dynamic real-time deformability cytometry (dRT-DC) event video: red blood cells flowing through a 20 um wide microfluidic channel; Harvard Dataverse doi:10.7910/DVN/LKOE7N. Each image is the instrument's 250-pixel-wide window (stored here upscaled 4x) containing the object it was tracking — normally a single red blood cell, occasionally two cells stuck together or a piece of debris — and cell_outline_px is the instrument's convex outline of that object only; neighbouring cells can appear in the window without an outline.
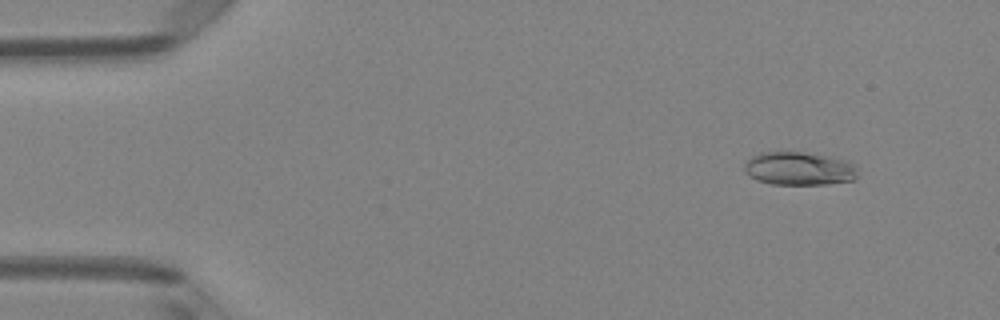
{"species": "Egyptian fruit bat (a non-hibernating species)", "species_latin": "Rousettus aegyptiacus", "temperature_condition": "room temperature", "stored_images_in_passage": 49, "camera_frame_rate_fps": 3000, "um_per_image_px": 0.085, "animal": {"sex": "female"}, "frame": {"image": 1, "passage_image": 5, "time_ms": 1.333, "image_size_px": [1000, 320], "cell_outline_px": [[856, 180], [828, 184], [772, 184], [756, 180], [748, 176], [744, 172], [744, 164], [752, 156], [760, 152], [784, 148], [832, 156], [848, 160], [856, 168]], "centroid_in_image_um": [67.88, 14.28], "position_along_channel_um": 17.1, "area_um2": 23.0}}
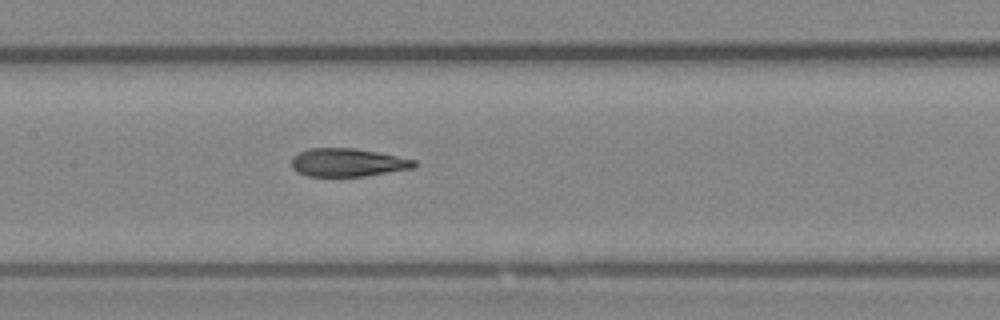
{"frame": {"image": 2, "passage_image": 24, "time_ms": 7.667, "image_size_px": [1000, 320], "cell_outline_px": [[416, 168], [364, 176], [308, 176], [296, 172], [292, 168], [292, 156], [308, 148], [352, 148], [376, 152], [416, 160]], "centroid_in_image_um": [29.54, 13.82], "position_along_channel_um": 177.9, "area_um2": 20.11}}
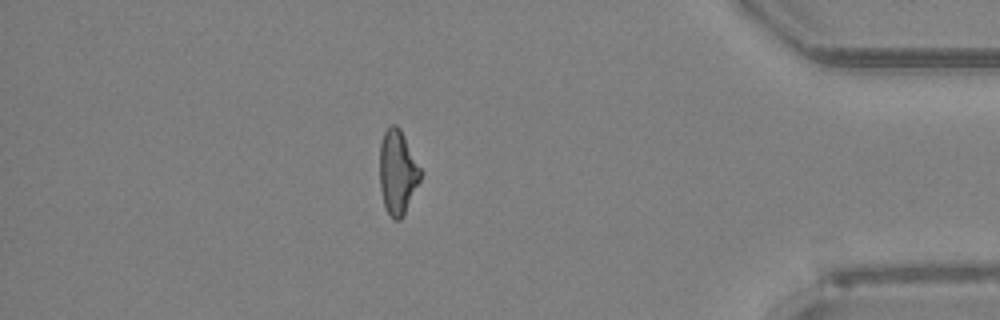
{"frame": {"image": 3, "passage_image": 43, "time_ms": 14.0, "image_size_px": [1000, 320], "cell_outline_px": [[424, 172], [400, 220], [392, 220], [384, 204], [380, 188], [380, 144], [384, 132], [392, 124], [396, 124], [400, 128]], "centroid_in_image_um": [33.81, 14.6], "position_along_channel_um": 401.4, "area_um2": 20.0}, "authors_computed_cell_mechanics": {"area_um2": 20.808, "velocity_mm_per_s": 4.1379, "shape_relaxation_time_tau1_ms": 4.2618, "shape_relaxation_time_tau2_ms": 1.8419, "deformation_change_tau1": 0.1702, "deformation_change_tau2": 0.1135}}